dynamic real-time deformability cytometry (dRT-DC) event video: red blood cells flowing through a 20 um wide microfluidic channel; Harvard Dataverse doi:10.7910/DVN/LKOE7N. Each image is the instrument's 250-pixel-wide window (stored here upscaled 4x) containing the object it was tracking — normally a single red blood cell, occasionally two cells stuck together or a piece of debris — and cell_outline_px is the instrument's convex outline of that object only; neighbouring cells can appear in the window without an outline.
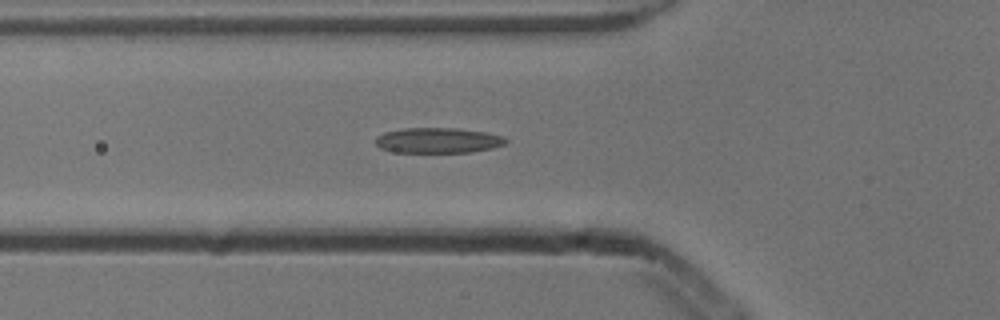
{"species": "common noctule bat (a hibernating species)", "species_latin": "Nyctalus noctula", "temperature_condition": "cold", "stored_images_in_passage": 39, "camera_frame_rate_fps": 3000, "um_per_image_px": 0.085, "animal": {"sex": "male", "body_mass_g": 13.3}, "frame": {"image": 1, "passage_image": 9, "time_ms": 2.667, "image_size_px": [1000, 320], "cell_outline_px": [[508, 140], [504, 144], [492, 148], [472, 152], [396, 152], [380, 148], [376, 144], [376, 136], [384, 132], [404, 128], [456, 128], [484, 132], [504, 136]], "centroid_in_image_um": [37.23, 11.93], "position_along_channel_um": 88.6, "area_um2": 19.19}}
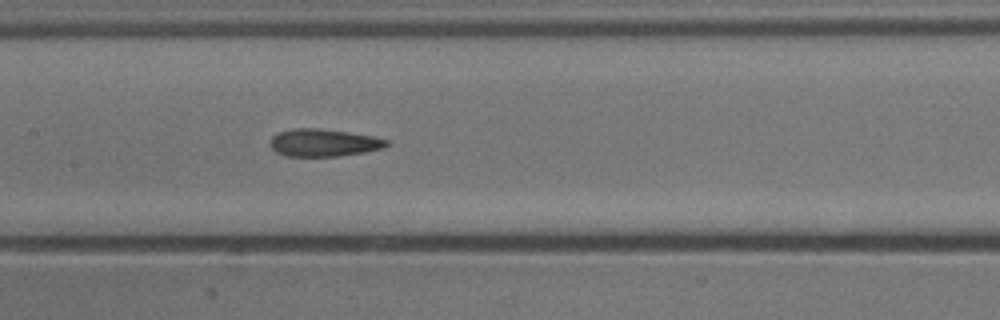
{"frame": {"image": 2, "passage_image": 16, "time_ms": 5.0, "image_size_px": [1000, 320], "cell_outline_px": [[388, 144], [384, 148], [364, 152], [336, 156], [288, 156], [276, 152], [268, 144], [272, 136], [280, 132], [292, 128], [320, 128], [376, 136], [388, 140]], "centroid_in_image_um": [27.51, 12.12], "position_along_channel_um": 179.9, "area_um2": 18.73}}
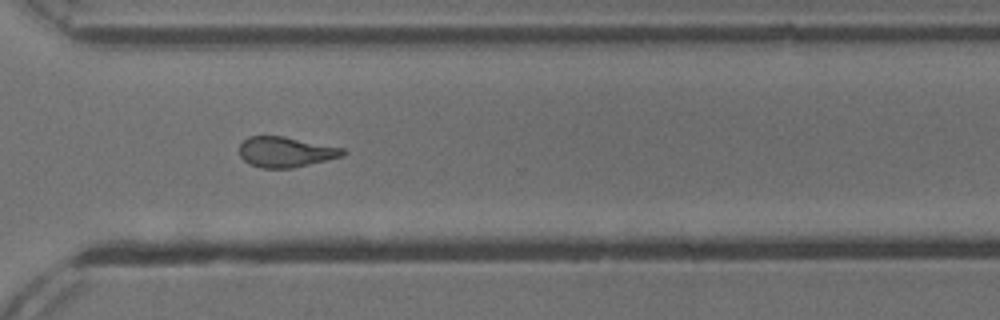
{"frame": {"image": 3, "passage_image": 29, "time_ms": 9.333, "image_size_px": [1000, 320], "cell_outline_px": [[348, 152], [344, 156], [292, 168], [260, 168], [248, 164], [240, 156], [240, 144], [248, 136], [284, 136], [344, 148]], "centroid_in_image_um": [24.29, 12.92], "position_along_channel_um": 346.3, "area_um2": 18.44}, "authors_computed_cell_mechanics": {"area_um2": 18.9584, "velocity_mm_per_s": 3.8594, "shape_relaxation_time_tau1_ms": 5.8989, "shape_relaxation_time_tau2_ms": 3.177, "deformation_change_tau1": 0.1652, "deformation_change_tau2": 0.1294}}